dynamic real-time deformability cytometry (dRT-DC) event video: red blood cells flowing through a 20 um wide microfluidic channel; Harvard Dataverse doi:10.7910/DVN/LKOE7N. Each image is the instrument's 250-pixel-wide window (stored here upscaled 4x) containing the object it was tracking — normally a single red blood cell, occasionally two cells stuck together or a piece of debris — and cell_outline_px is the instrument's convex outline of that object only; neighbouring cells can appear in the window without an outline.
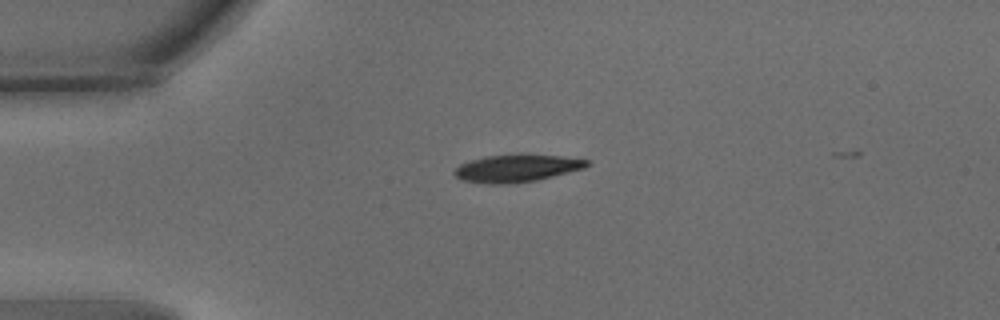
{"species": "common noctule bat (a hibernating species)", "species_latin": "Nyctalus noctula", "temperature_condition": "warm", "stored_images_in_passage": 40, "camera_frame_rate_fps": 3000, "um_per_image_px": 0.085, "animal": {"sex": "male", "body_mass_g": 15.6}, "frame": {"image": 1, "passage_image": 1, "time_ms": 0.0, "image_size_px": [1000, 320], "cell_outline_px": [[592, 164], [584, 168], [536, 180], [516, 184], [488, 184], [464, 180], [456, 176], [452, 172], [460, 164], [484, 156], [520, 152], [560, 156], [588, 160]], "centroid_in_image_um": [43.93, 14.27], "position_along_channel_um": 41.1, "area_um2": 21.68}}
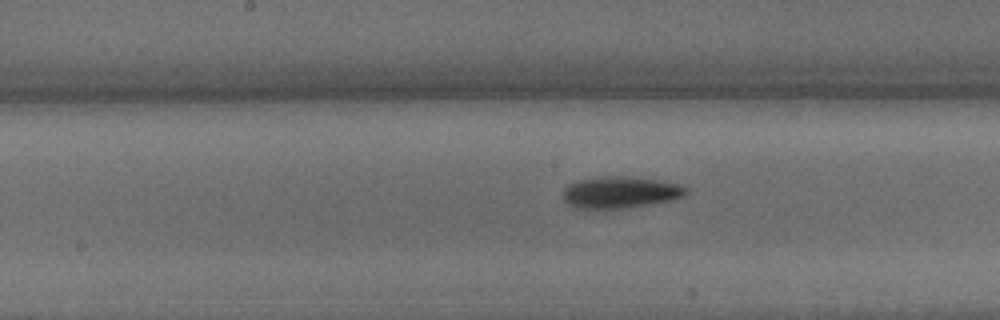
{"frame": {"image": 2, "passage_image": 16, "time_ms": 5.0, "image_size_px": [1000, 320], "cell_outline_px": [[688, 192], [684, 196], [672, 200], [620, 208], [576, 208], [568, 204], [564, 200], [564, 188], [568, 184], [580, 180], [612, 176], [620, 176], [660, 180], [676, 184], [688, 188]], "centroid_in_image_um": [52.73, 16.34], "position_along_channel_um": 195.5, "area_um2": 22.2}}
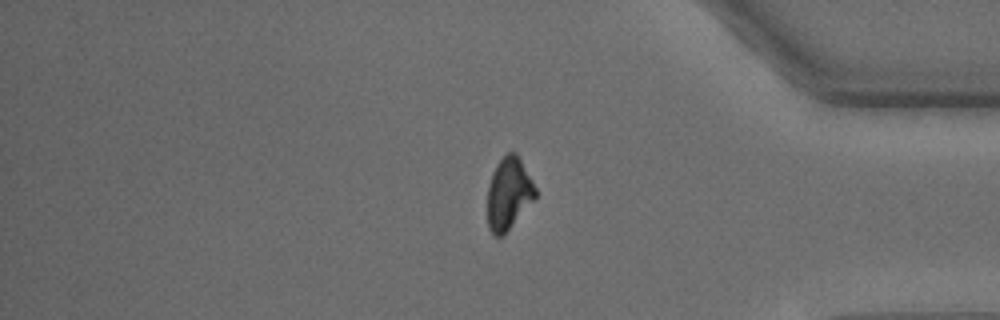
{"frame": {"image": 3, "passage_image": 34, "time_ms": 11.0, "image_size_px": [1000, 320], "cell_outline_px": [[536, 196], [504, 236], [492, 236], [488, 228], [488, 184], [492, 172], [496, 164], [508, 152], [516, 152], [532, 180], [536, 188]], "centroid_in_image_um": [43.22, 16.48], "position_along_channel_um": 392.0, "area_um2": 20.11}}